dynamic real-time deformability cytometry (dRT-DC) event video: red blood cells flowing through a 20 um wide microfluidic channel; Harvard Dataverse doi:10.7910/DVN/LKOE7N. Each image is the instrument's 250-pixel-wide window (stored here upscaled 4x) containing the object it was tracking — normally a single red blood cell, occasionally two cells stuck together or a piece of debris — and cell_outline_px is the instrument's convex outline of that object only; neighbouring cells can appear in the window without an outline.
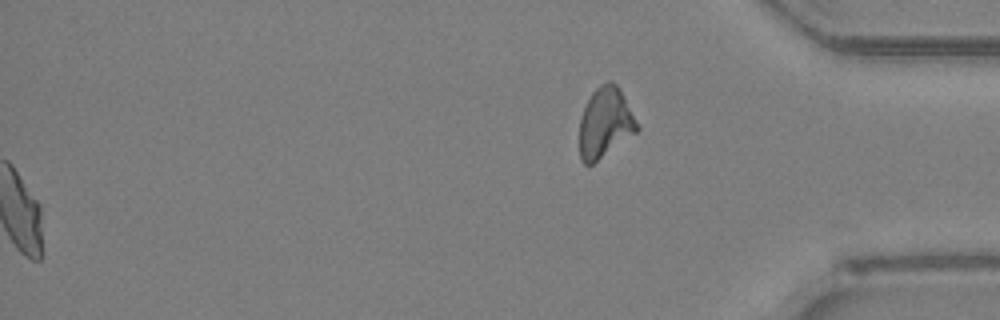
{"species": "Egyptian fruit bat (a non-hibernating species)", "species_latin": "Rousettus aegyptiacus", "temperature_condition": "room temperature", "stored_images_in_passage": 37, "segment_of_instrument_passage": [2, 2], "camera_frame_rate_fps": 3000, "um_per_image_px": 0.085, "animal": {"sex": "female"}, "frame": {"image": 1, "passage_image": 37, "time_ms": 12.0, "image_size_px": [1000, 320], "cell_outline_px": [[640, 128], [636, 132], [592, 164], [584, 164], [580, 160], [580, 116], [592, 92], [600, 84], [608, 80], [612, 80], [620, 88]], "centroid_in_image_um": [51.43, 10.4], "position_along_channel_um": 383.8, "area_um2": 23.35}}